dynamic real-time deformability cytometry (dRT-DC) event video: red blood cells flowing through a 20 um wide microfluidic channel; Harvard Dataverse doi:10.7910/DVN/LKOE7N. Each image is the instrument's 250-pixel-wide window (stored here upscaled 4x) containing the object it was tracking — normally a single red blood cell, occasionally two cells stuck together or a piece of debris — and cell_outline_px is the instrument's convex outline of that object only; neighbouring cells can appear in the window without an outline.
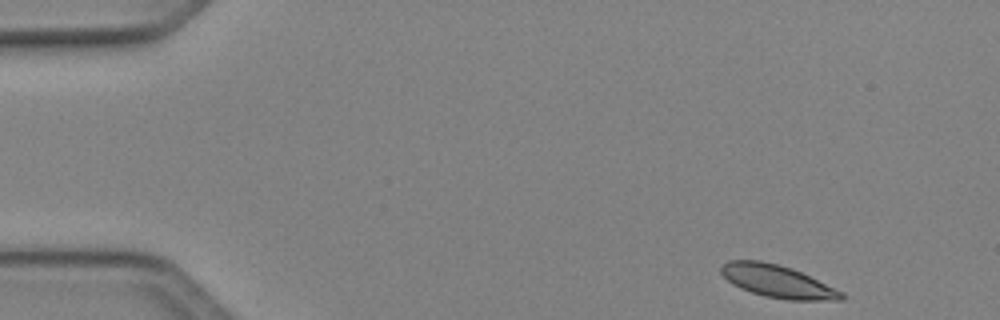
{"species": "Egyptian fruit bat (a non-hibernating species)", "species_latin": "Rousettus aegyptiacus", "temperature_condition": "cold", "stored_images_in_passage": 46, "camera_frame_rate_fps": 3000, "um_per_image_px": 0.085, "animal": {"sex": "female"}, "frame": {"image": 1, "passage_image": 1, "time_ms": 0.0, "image_size_px": [1000, 320], "cell_outline_px": [[844, 300], [788, 300], [764, 296], [740, 288], [732, 284], [720, 272], [720, 268], [728, 260], [760, 260], [792, 268], [844, 292]], "centroid_in_image_um": [66.09, 23.92], "position_along_channel_um": 18.9, "area_um2": 22.72}}
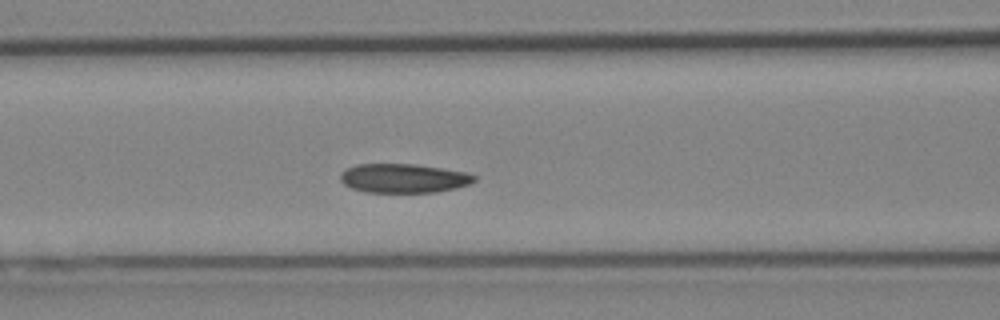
{"frame": {"image": 2, "passage_image": 17, "time_ms": 5.333, "image_size_px": [1000, 320], "cell_outline_px": [[476, 180], [468, 184], [456, 188], [436, 192], [364, 192], [352, 188], [344, 184], [340, 180], [340, 172], [344, 168], [356, 164], [416, 164], [464, 172], [476, 176]], "centroid_in_image_um": [34.25, 15.15], "position_along_channel_um": 132.4, "area_um2": 22.72}}
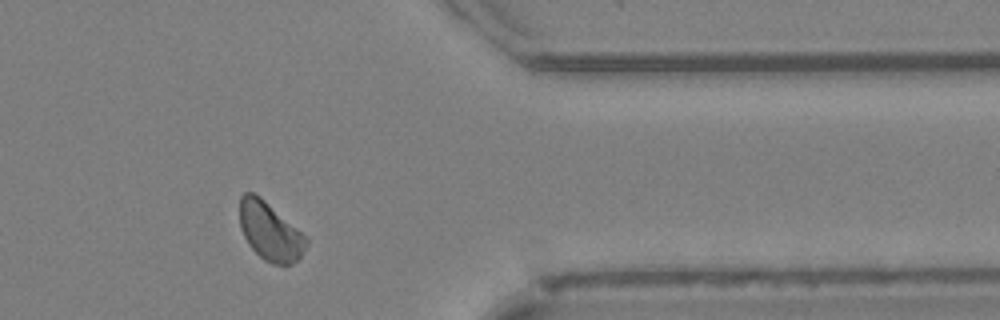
{"frame": {"image": 3, "passage_image": 37, "time_ms": 12.0, "image_size_px": [1000, 320], "cell_outline_px": [[308, 244], [300, 256], [292, 264], [272, 264], [264, 260], [248, 244], [240, 228], [240, 196], [244, 192], [252, 192], [260, 196], [308, 236]], "centroid_in_image_um": [22.96, 19.65], "position_along_channel_um": 388.4, "area_um2": 22.72}, "authors_computed_cell_mechanics": {"area_um2": 22.7443, "velocity_mm_per_s": 4.0684, "shape_relaxation_time_tau1_ms": 7.4895, "shape_relaxation_time_tau2_ms": 8.942, "deformation_change_tau1": 0.1161, "deformation_change_tau2": 0.1048}}